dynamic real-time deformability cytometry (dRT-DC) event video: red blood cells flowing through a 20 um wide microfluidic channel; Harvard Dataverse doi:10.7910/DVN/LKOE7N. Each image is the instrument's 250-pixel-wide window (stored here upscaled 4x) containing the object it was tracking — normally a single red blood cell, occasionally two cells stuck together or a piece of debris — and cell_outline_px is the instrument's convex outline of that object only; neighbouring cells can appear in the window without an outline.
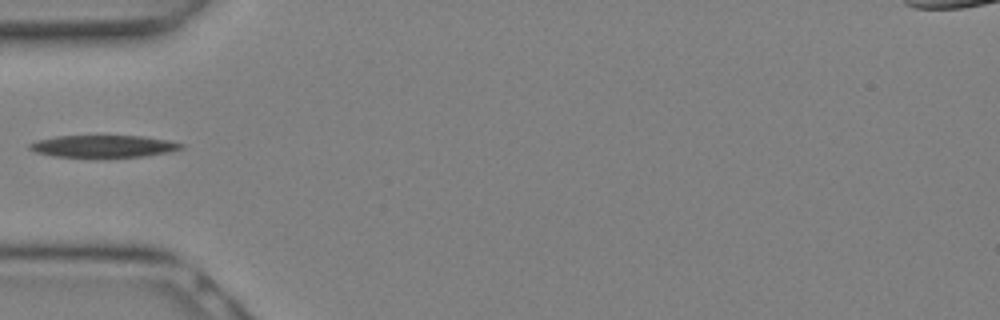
{"species": "Egyptian fruit bat (a non-hibernating species)", "species_latin": "Rousettus aegyptiacus", "temperature_condition": "warm", "stored_images_in_passage": 23, "camera_frame_rate_fps": 3000, "um_per_image_px": 0.085, "animal": {"sex": "female"}, "frame": {"image": 1, "passage_image": 5, "time_ms": 1.333, "image_size_px": [1000, 320], "cell_outline_px": [[184, 148], [172, 152], [144, 156], [52, 156], [36, 152], [28, 148], [28, 144], [36, 140], [56, 136], [140, 136], [168, 140], [184, 144]], "centroid_in_image_um": [8.81, 12.42], "position_along_channel_um": 76.2, "area_um2": 19.31}}
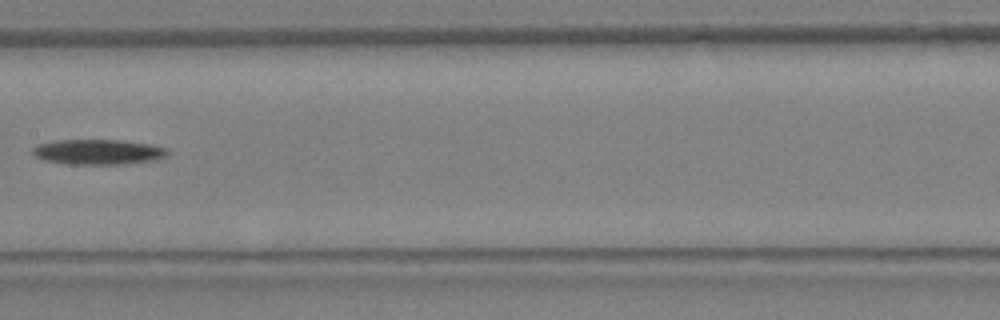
{"frame": {"image": 2, "passage_image": 10, "time_ms": 3.0, "image_size_px": [1000, 320], "cell_outline_px": [[168, 152], [164, 156], [152, 160], [120, 164], [68, 164], [44, 160], [36, 156], [32, 152], [32, 148], [36, 144], [56, 140], [120, 140], [152, 144], [168, 148]], "centroid_in_image_um": [8.3, 12.9], "position_along_channel_um": 199.1, "area_um2": 19.71}}
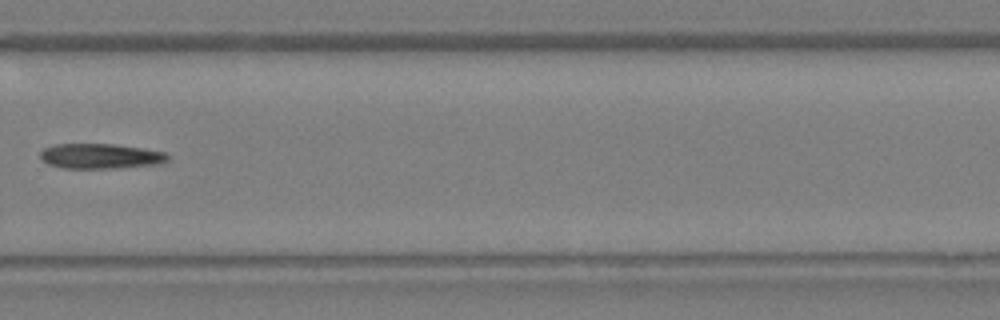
{"frame": {"image": 3, "passage_image": 15, "time_ms": 4.667, "image_size_px": [1000, 320], "cell_outline_px": [[168, 160], [160, 164], [116, 168], [60, 168], [48, 164], [40, 160], [40, 152], [44, 148], [56, 144], [112, 144], [144, 148], [164, 152], [168, 156]], "centroid_in_image_um": [8.51, 13.27], "position_along_channel_um": 321.3, "area_um2": 18.73}}